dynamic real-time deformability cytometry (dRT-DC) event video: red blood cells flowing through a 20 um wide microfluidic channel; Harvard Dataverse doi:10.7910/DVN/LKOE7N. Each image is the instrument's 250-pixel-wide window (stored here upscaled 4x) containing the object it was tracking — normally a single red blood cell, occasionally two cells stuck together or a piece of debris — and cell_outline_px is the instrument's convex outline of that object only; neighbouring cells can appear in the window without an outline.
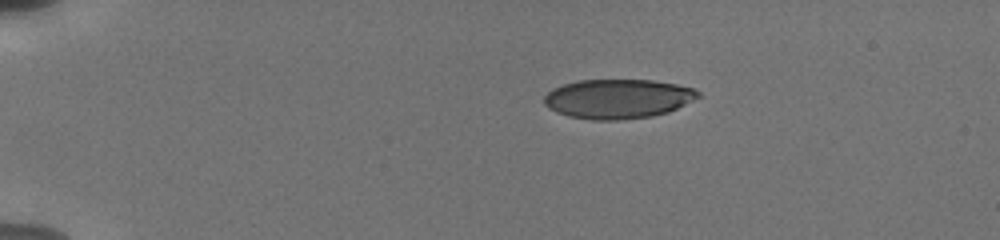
{"species": "human", "species_latin": "Homo sapiens", "temperature_condition": "cold", "stored_images_in_passage": 14, "camera_frame_rate_fps": 3000, "um_per_image_px": 0.085, "donor": {"sex": "male"}, "frame": {"image": 1, "passage_image": 1, "time_ms": 0.0, "image_size_px": [1000, 240], "cell_outline_px": [[700, 96], [668, 112], [652, 116], [620, 120], [592, 120], [568, 116], [556, 112], [548, 108], [544, 104], [544, 96], [552, 88], [564, 84], [580, 80], [652, 80], [676, 84], [692, 88], [700, 92]], "centroid_in_image_um": [52.48, 8.4], "position_along_channel_um": 32.5, "area_um2": 35.32}}
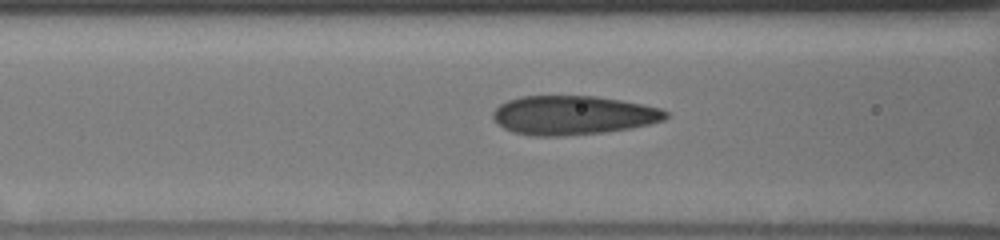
{"frame": {"image": 2, "passage_image": 11, "time_ms": 4.333, "image_size_px": [1000, 240], "cell_outline_px": [[668, 116], [664, 120], [632, 128], [604, 132], [564, 136], [532, 136], [512, 132], [504, 128], [492, 116], [492, 112], [500, 104], [508, 100], [520, 96], [596, 96], [620, 100], [660, 108], [668, 112]], "centroid_in_image_um": [48.7, 9.8], "position_along_channel_um": 117.9, "area_um2": 39.25}}
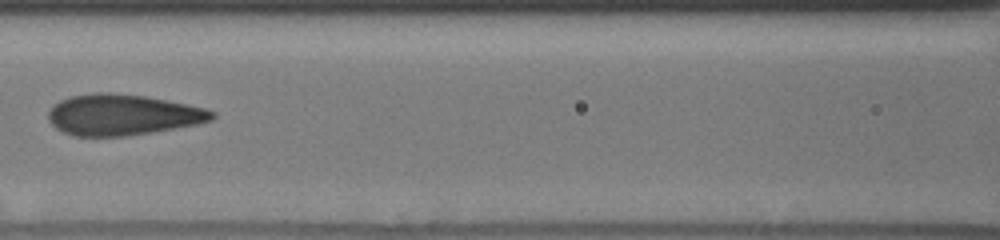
{"frame": {"image": 3, "passage_image": 13, "time_ms": 5.333, "image_size_px": [1000, 240], "cell_outline_px": [[216, 116], [212, 120], [196, 124], [152, 132], [124, 136], [72, 136], [56, 128], [48, 120], [48, 112], [60, 100], [72, 96], [92, 92], [108, 92], [144, 96], [204, 108], [216, 112]], "centroid_in_image_um": [10.39, 9.76], "position_along_channel_um": 156.2, "area_um2": 38.73}}